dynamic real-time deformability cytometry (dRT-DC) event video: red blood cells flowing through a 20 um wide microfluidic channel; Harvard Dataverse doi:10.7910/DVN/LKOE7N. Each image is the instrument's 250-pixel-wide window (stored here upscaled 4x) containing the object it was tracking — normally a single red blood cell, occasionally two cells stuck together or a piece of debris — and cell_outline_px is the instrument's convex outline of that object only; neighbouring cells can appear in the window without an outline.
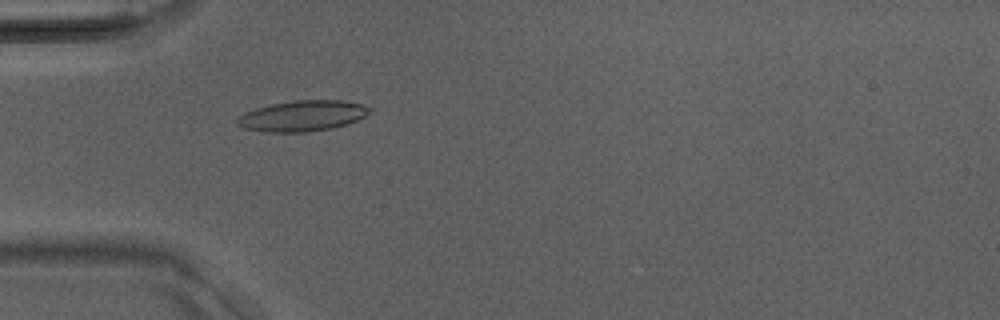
{"species": "Egyptian fruit bat (a non-hibernating species)", "species_latin": "Rousettus aegyptiacus", "temperature_condition": "room temperature", "stored_images_in_passage": 38, "camera_frame_rate_fps": 3000, "um_per_image_px": 0.085, "animal": {"sex": "male"}, "frame": {"image": 1, "passage_image": 10, "time_ms": 3.0, "image_size_px": [1000, 320], "cell_outline_px": [[372, 112], [356, 120], [332, 128], [308, 132], [268, 132], [244, 128], [236, 124], [236, 120], [244, 112], [256, 108], [272, 104], [296, 100], [344, 100], [360, 104], [372, 108]], "centroid_in_image_um": [25.7, 9.84], "position_along_channel_um": 59.3, "area_um2": 23.58}}
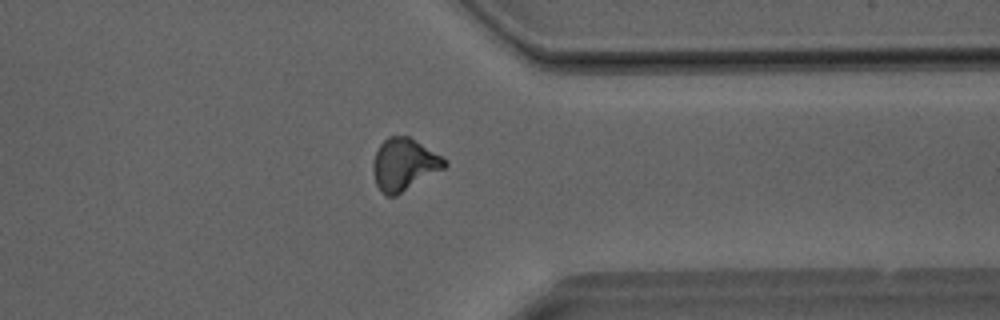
{"frame": {"image": 2, "passage_image": 29, "time_ms": 9.333, "image_size_px": [1000, 320], "cell_outline_px": [[448, 164], [444, 168], [396, 196], [388, 196], [380, 192], [376, 184], [372, 172], [372, 164], [376, 152], [380, 144], [388, 136], [408, 136], [448, 160]], "centroid_in_image_um": [34.32, 13.99], "position_along_channel_um": 377.1, "area_um2": 21.68}}
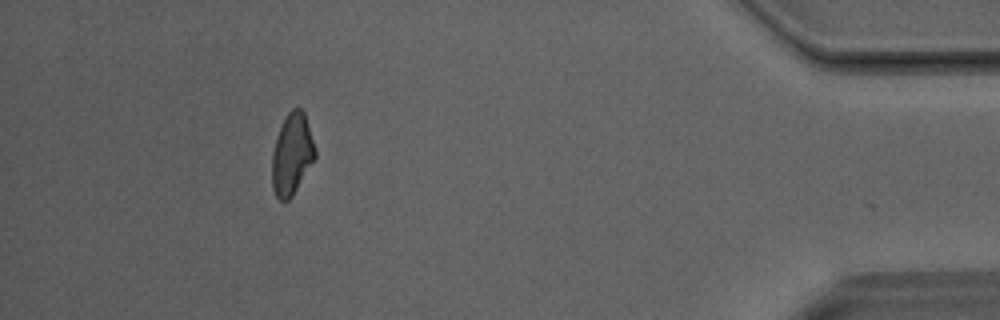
{"frame": {"image": 3, "passage_image": 34, "time_ms": 11.0, "image_size_px": [1000, 320], "cell_outline_px": [[316, 156], [292, 196], [288, 200], [280, 200], [276, 196], [272, 188], [272, 152], [280, 128], [288, 112], [292, 108], [300, 108], [304, 112], [316, 148]], "centroid_in_image_um": [24.81, 13.11], "position_along_channel_um": 410.4, "area_um2": 20.17}}